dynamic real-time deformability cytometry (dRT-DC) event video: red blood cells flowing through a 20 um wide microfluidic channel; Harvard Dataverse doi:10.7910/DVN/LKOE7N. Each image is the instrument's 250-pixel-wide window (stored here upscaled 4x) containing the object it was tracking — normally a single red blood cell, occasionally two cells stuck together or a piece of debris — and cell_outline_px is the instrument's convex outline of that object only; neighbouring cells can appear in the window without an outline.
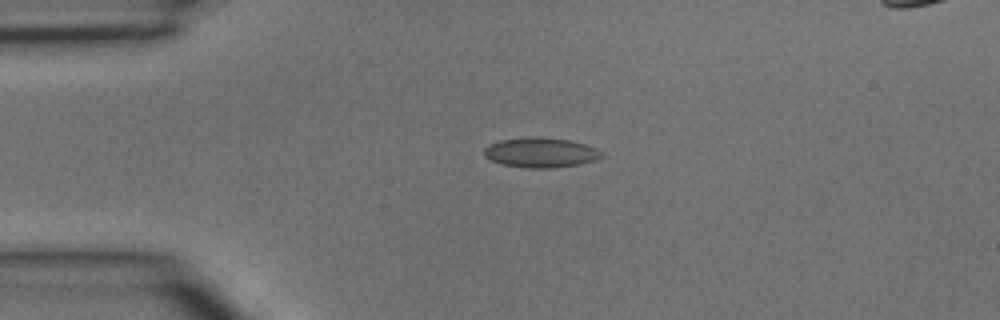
{"species": "common noctule bat (a hibernating species)", "species_latin": "Nyctalus noctula", "temperature_condition": "room temperature", "stored_images_in_passage": 3, "camera_frame_rate_fps": 3000, "um_per_image_px": 0.085, "animal": {"sex": "male", "body_mass_g": 15.6}, "frame": {"image": 1, "passage_image": 2, "time_ms": 0.333, "image_size_px": [1000, 320], "cell_outline_px": [[604, 156], [596, 160], [580, 164], [552, 168], [528, 168], [504, 164], [492, 160], [484, 156], [484, 148], [488, 144], [500, 140], [528, 136], [540, 136], [568, 140], [584, 144], [596, 148]], "centroid_in_image_um": [45.95, 12.95], "position_along_channel_um": 39.1, "area_um2": 20.52}}
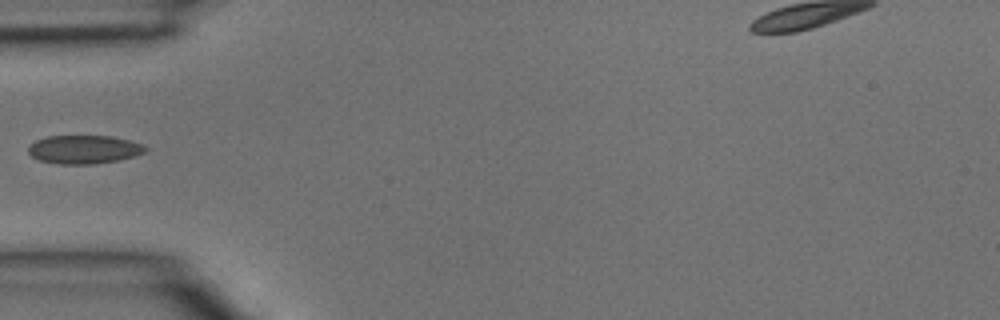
{"frame": {"image": 2, "passage_image": 3, "time_ms": 0.667, "image_size_px": [1000, 320], "cell_outline_px": [[148, 152], [136, 156], [120, 160], [92, 164], [60, 164], [40, 160], [32, 156], [28, 152], [28, 148], [36, 140], [48, 136], [112, 136], [144, 144], [148, 148]], "centroid_in_image_um": [7.21, 12.7], "position_along_channel_um": 77.8, "area_um2": 19.54}}